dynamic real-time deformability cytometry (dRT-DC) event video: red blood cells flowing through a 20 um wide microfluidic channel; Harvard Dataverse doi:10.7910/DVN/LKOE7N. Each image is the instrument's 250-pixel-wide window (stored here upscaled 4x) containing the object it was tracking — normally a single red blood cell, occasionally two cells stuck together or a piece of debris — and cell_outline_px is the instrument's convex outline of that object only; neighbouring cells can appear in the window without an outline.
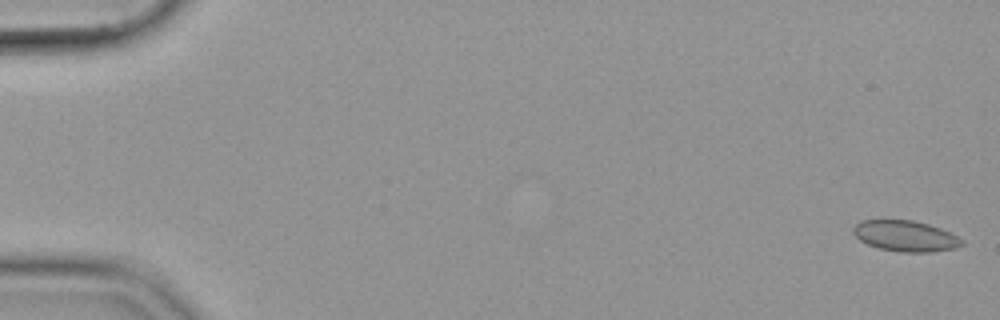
{"species": "common noctule bat (a hibernating species)", "species_latin": "Nyctalus noctula", "temperature_condition": "cold", "stored_images_in_passage": 8, "camera_frame_rate_fps": 3000, "um_per_image_px": 0.085, "animal": {"sex": "female", "body_mass_g": 19.9}, "frame": {"image": 1, "passage_image": 1, "time_ms": 0.0, "image_size_px": [1000, 320], "cell_outline_px": [[964, 244], [956, 248], [932, 252], [900, 252], [880, 248], [868, 244], [860, 240], [852, 232], [852, 228], [860, 220], [912, 220], [928, 224], [940, 228], [964, 240]], "centroid_in_image_um": [76.96, 20.06], "position_along_channel_um": 8.0, "area_um2": 19.48}}